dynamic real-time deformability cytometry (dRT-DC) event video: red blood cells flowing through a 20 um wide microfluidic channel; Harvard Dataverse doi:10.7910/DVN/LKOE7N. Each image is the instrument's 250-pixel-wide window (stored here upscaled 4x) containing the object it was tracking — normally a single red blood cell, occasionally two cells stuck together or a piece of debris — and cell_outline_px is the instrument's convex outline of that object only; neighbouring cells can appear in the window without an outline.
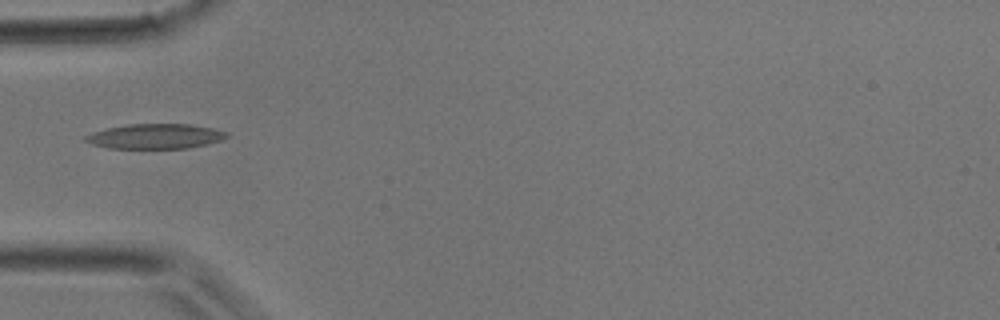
{"species": "common noctule bat (a hibernating species)", "species_latin": "Nyctalus noctula", "temperature_condition": "room temperature", "stored_images_in_passage": 1, "camera_frame_rate_fps": 3000, "um_per_image_px": 0.085, "animal": {"sex": "male", "body_mass_g": 17.9}, "frame": {"image": 1, "passage_image": 1, "time_ms": 0.0, "image_size_px": [1000, 320], "cell_outline_px": [[228, 136], [220, 140], [208, 144], [188, 148], [108, 148], [92, 144], [84, 140], [84, 136], [92, 132], [108, 128], [128, 124], [188, 124], [212, 128], [228, 132]], "centroid_in_image_um": [13.19, 11.58], "position_along_channel_um": 71.8, "area_um2": 20.4}}